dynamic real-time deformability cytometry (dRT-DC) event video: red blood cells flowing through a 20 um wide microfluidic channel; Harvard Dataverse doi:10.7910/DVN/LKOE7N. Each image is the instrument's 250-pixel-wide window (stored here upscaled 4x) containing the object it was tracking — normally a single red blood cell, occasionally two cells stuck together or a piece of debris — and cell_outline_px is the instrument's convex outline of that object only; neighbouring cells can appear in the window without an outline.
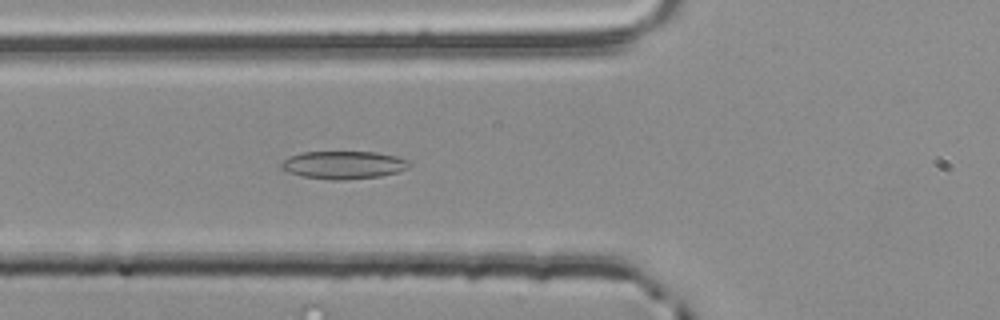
{"species": "common noctule bat (a hibernating species)", "species_latin": "Nyctalus noctula", "temperature_condition": "room temperature", "stored_images_in_passage": 46, "segment_of_instrument_passage": [1, 2], "camera_frame_rate_fps": 3000, "um_per_image_px": 0.085, "animal": {"sex": "male", "body_mass_g": 20.4}, "frame": {"image": 1, "passage_image": 11, "time_ms": 3.333, "image_size_px": [1000, 320], "cell_outline_px": [[412, 164], [408, 168], [396, 172], [380, 176], [344, 180], [332, 180], [300, 176], [288, 172], [280, 168], [280, 164], [288, 156], [300, 152], [376, 152], [396, 156], [412, 160]], "centroid_in_image_um": [29.2, 14.02], "position_along_channel_um": 96.6, "area_um2": 21.04}}
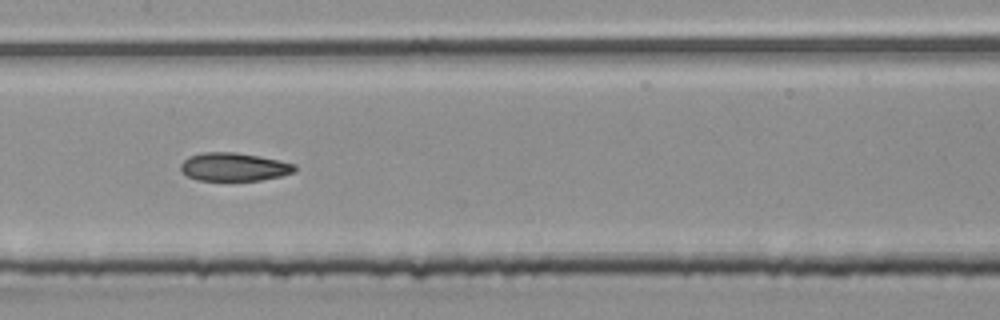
{"frame": {"image": 2, "passage_image": 18, "time_ms": 5.667, "image_size_px": [1000, 320], "cell_outline_px": [[296, 172], [280, 176], [260, 180], [196, 180], [188, 176], [180, 168], [180, 164], [188, 156], [200, 152], [236, 152], [260, 156], [280, 160], [296, 164]], "centroid_in_image_um": [19.9, 14.17], "position_along_channel_um": 187.5, "area_um2": 18.9}}
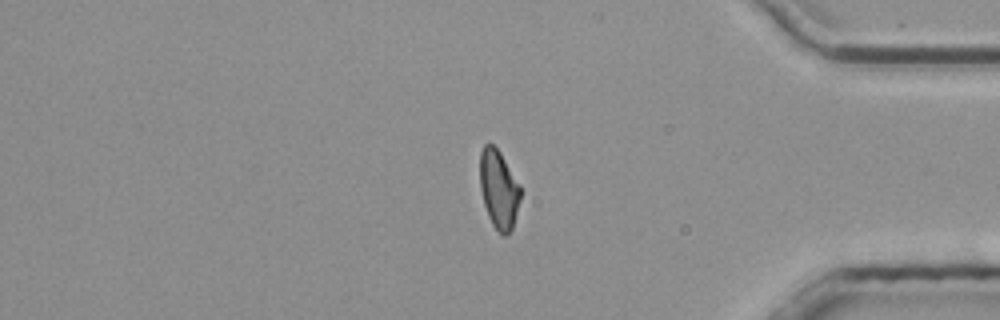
{"frame": {"image": 3, "passage_image": 36, "time_ms": 11.667, "image_size_px": [1000, 320], "cell_outline_px": [[520, 200], [512, 228], [504, 236], [492, 224], [488, 216], [484, 204], [480, 188], [480, 152], [484, 144], [488, 140], [500, 152], [520, 184]], "centroid_in_image_um": [42.38, 16.03], "position_along_channel_um": 392.8, "area_um2": 18.5}}